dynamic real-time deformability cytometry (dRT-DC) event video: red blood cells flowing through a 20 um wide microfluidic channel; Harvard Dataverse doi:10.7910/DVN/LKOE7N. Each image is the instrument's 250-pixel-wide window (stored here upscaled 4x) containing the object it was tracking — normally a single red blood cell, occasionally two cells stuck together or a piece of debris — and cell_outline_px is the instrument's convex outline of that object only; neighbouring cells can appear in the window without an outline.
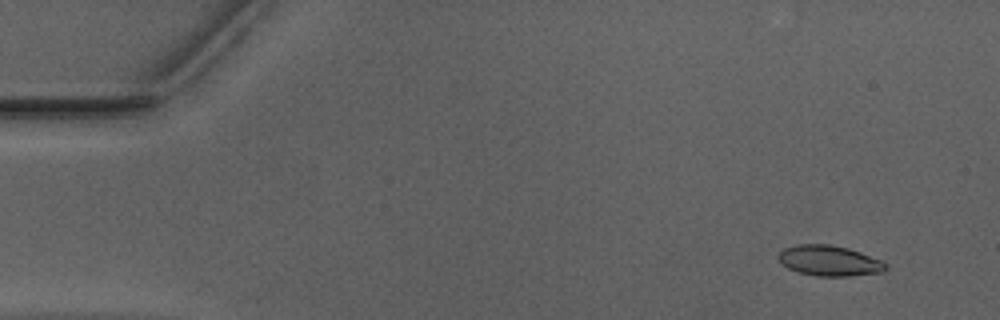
{"species": "Egyptian fruit bat (a non-hibernating species)", "species_latin": "Rousettus aegyptiacus", "temperature_condition": "warm", "stored_images_in_passage": 51, "camera_frame_rate_fps": 3000, "um_per_image_px": 0.085, "animal": {"sex": "male"}, "frame": {"image": 1, "passage_image": 3, "time_ms": 0.667, "image_size_px": [1000, 320], "cell_outline_px": [[888, 268], [884, 272], [848, 276], [816, 276], [800, 272], [788, 268], [776, 256], [784, 248], [796, 244], [828, 244], [848, 248], [860, 252], [880, 260], [888, 264]], "centroid_in_image_um": [70.51, 22.16], "position_along_channel_um": 14.5, "area_um2": 19.02}}
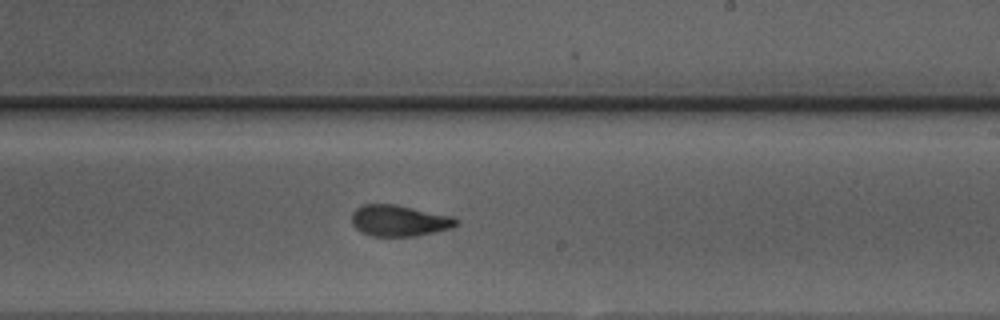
{"frame": {"image": 2, "passage_image": 30, "time_ms": 9.667, "image_size_px": [1000, 320], "cell_outline_px": [[460, 224], [452, 228], [416, 236], [372, 236], [360, 232], [352, 224], [352, 212], [360, 204], [396, 204], [452, 216], [460, 220]], "centroid_in_image_um": [33.94, 18.75], "position_along_channel_um": 255.1, "area_um2": 19.25}}
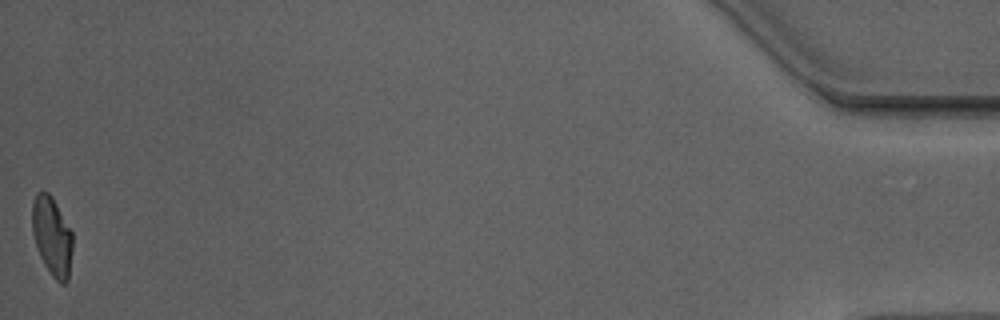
{"frame": {"image": 3, "passage_image": 51, "time_ms": 16.667, "image_size_px": [1000, 320], "cell_outline_px": [[72, 252], [68, 280], [64, 284], [60, 284], [52, 276], [44, 264], [40, 256], [32, 232], [32, 204], [36, 192], [48, 192], [52, 196], [72, 232]], "centroid_in_image_um": [4.42, 20.09], "position_along_channel_um": 430.8, "area_um2": 18.55}, "authors_computed_cell_mechanics": {"area_um2": 19.1318, "velocity_mm_per_s": 3.9594, "shape_relaxation_time_tau1_ms": 8.6966, "shape_relaxation_time_tau2_ms": 1.0257, "deformation_change_tau1": 0.246, "deformation_change_tau2": 0.0738}}